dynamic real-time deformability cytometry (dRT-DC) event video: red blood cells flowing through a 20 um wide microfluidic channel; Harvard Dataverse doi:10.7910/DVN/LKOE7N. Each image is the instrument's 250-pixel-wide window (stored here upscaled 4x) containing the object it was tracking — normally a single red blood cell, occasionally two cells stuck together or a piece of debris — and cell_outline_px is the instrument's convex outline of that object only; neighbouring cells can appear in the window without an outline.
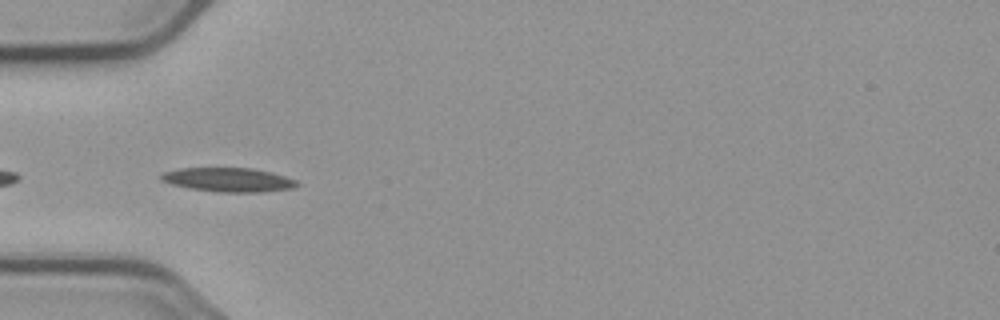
{"species": "common noctule bat (a hibernating species)", "species_latin": "Nyctalus noctula", "temperature_condition": "cold", "stored_images_in_passage": 4, "camera_frame_rate_fps": 3000, "um_per_image_px": 0.085, "animal": {"sex": "male", "body_mass_g": 23.1, "forearm_length_mm": 52.7}, "frame": {"image": 1, "passage_image": 4, "time_ms": 4.0, "image_size_px": [1000, 320], "cell_outline_px": [[300, 184], [292, 188], [264, 192], [216, 192], [188, 188], [172, 184], [160, 180], [156, 176], [160, 172], [180, 168], [252, 168], [272, 172], [296, 180]], "centroid_in_image_um": [19.35, 15.28], "position_along_channel_um": 65.6, "area_um2": 19.31}}